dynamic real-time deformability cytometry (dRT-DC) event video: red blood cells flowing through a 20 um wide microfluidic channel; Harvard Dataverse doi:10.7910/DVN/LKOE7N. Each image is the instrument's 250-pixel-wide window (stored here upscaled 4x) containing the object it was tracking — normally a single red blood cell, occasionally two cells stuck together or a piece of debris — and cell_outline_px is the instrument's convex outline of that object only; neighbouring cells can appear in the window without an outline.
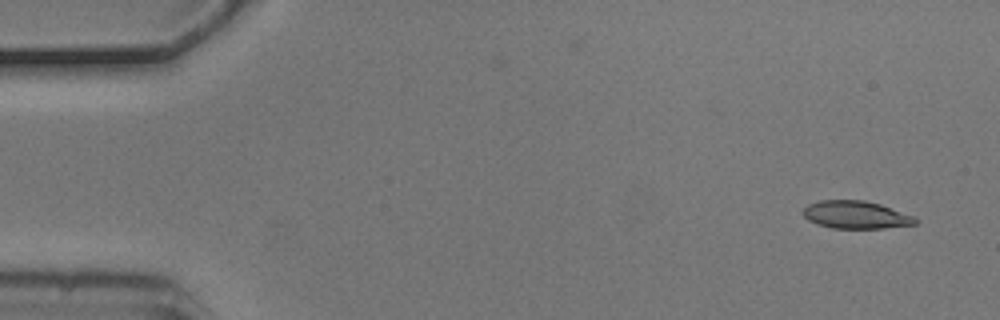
{"species": "common noctule bat (a hibernating species)", "species_latin": "Nyctalus noctula", "temperature_condition": "cold", "stored_images_in_passage": 4, "camera_frame_rate_fps": 3000, "um_per_image_px": 0.085, "animal": {"sex": "male", "body_mass_g": 20.5, "forearm_length_mm": 52.5}, "frame": {"image": 1, "passage_image": 1, "time_ms": 0.0, "image_size_px": [1000, 320], "cell_outline_px": [[920, 220], [916, 224], [884, 228], [832, 228], [816, 224], [808, 220], [804, 216], [804, 208], [808, 204], [820, 200], [864, 200], [880, 204], [916, 216]], "centroid_in_image_um": [72.79, 18.26], "position_along_channel_um": 12.2, "area_um2": 18.26}}
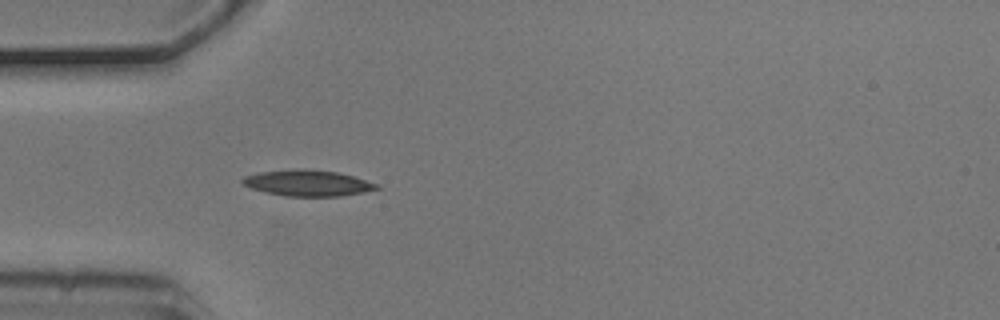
{"frame": {"image": 2, "passage_image": 4, "time_ms": 1.0, "image_size_px": [1000, 320], "cell_outline_px": [[380, 188], [364, 192], [340, 196], [284, 196], [252, 188], [244, 184], [240, 180], [244, 176], [260, 172], [296, 168], [304, 168], [336, 172], [352, 176], [380, 184]], "centroid_in_image_um": [26.17, 15.55], "position_along_channel_um": 58.8, "area_um2": 20.29}}